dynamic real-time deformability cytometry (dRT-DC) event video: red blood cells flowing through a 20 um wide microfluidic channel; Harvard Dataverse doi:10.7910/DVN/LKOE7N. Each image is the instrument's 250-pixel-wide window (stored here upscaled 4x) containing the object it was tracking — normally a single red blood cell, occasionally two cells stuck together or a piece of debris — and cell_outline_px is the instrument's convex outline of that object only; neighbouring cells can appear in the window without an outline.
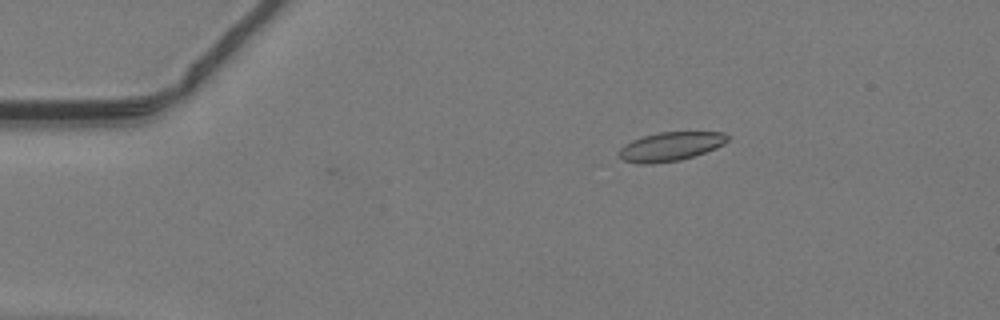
{"species": "common noctule bat (a hibernating species)", "species_latin": "Nyctalus noctula", "temperature_condition": "warm", "stored_images_in_passage": 42, "camera_frame_rate_fps": 3000, "um_per_image_px": 0.085, "animal": {"sex": "male", "body_mass_g": 19.2, "forearm_length_mm": 51.8}, "frame": {"image": 1, "passage_image": 2, "time_ms": 0.333, "image_size_px": [1000, 320], "cell_outline_px": [[732, 136], [724, 144], [716, 148], [680, 160], [652, 164], [640, 164], [624, 160], [616, 152], [620, 148], [632, 140], [644, 136], [660, 132], [724, 132]], "centroid_in_image_um": [57.01, 12.45], "position_along_channel_um": 28.0, "area_um2": 18.26}}
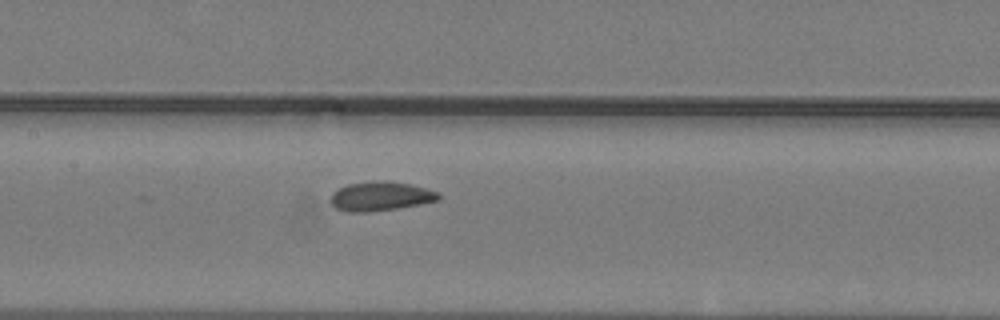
{"frame": {"image": 2, "passage_image": 17, "time_ms": 5.333, "image_size_px": [1000, 320], "cell_outline_px": [[440, 200], [420, 204], [372, 212], [344, 212], [336, 208], [332, 204], [332, 192], [348, 184], [380, 180], [388, 180], [408, 184], [440, 192]], "centroid_in_image_um": [32.35, 16.68], "position_along_channel_um": 175.0, "area_um2": 18.32}}
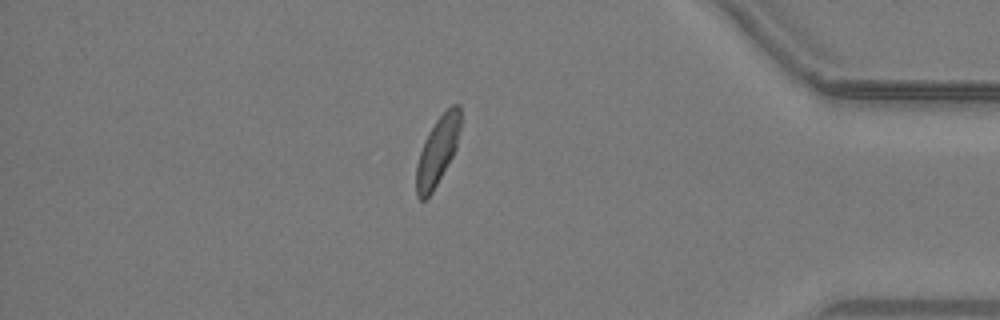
{"frame": {"image": 3, "passage_image": 35, "time_ms": 11.333, "image_size_px": [1000, 320], "cell_outline_px": [[460, 128], [456, 148], [452, 156], [432, 192], [424, 200], [420, 200], [416, 196], [416, 164], [424, 140], [428, 132], [436, 120], [452, 104], [460, 104]], "centroid_in_image_um": [37.17, 12.83], "position_along_channel_um": 398.0, "area_um2": 17.4}}